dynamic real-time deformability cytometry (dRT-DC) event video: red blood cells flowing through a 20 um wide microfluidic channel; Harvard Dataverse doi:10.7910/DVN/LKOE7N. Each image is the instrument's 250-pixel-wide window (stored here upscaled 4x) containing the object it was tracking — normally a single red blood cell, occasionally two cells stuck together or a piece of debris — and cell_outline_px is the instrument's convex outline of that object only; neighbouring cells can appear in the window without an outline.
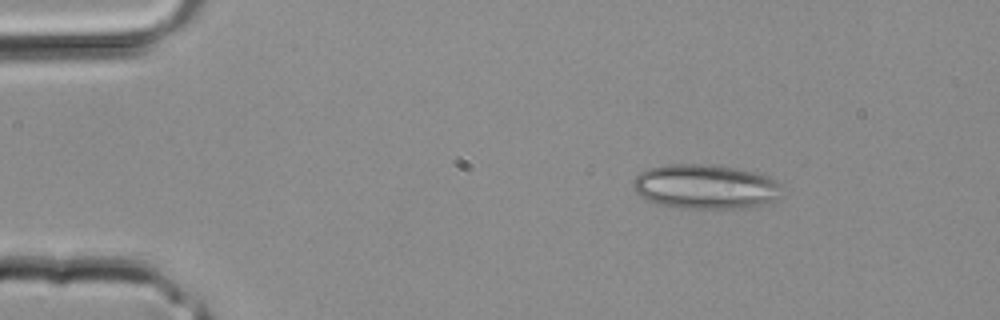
{"species": "common noctule bat (a hibernating species)", "species_latin": "Nyctalus noctula", "temperature_condition": "room temperature", "stored_images_in_passage": 2, "camera_frame_rate_fps": 3000, "um_per_image_px": 0.085, "animal": {"sex": "male", "body_mass_g": 20.4}, "frame": {"image": 1, "passage_image": 1, "time_ms": 0.0, "image_size_px": [1000, 320], "cell_outline_px": [[784, 196], [776, 200], [764, 204], [744, 208], [672, 208], [656, 204], [644, 200], [632, 188], [632, 180], [640, 172], [648, 168], [664, 164], [708, 164], [732, 168], [752, 172], [768, 176], [780, 184]], "centroid_in_image_um": [59.92, 15.88], "position_along_channel_um": 25.1, "area_um2": 39.19}}